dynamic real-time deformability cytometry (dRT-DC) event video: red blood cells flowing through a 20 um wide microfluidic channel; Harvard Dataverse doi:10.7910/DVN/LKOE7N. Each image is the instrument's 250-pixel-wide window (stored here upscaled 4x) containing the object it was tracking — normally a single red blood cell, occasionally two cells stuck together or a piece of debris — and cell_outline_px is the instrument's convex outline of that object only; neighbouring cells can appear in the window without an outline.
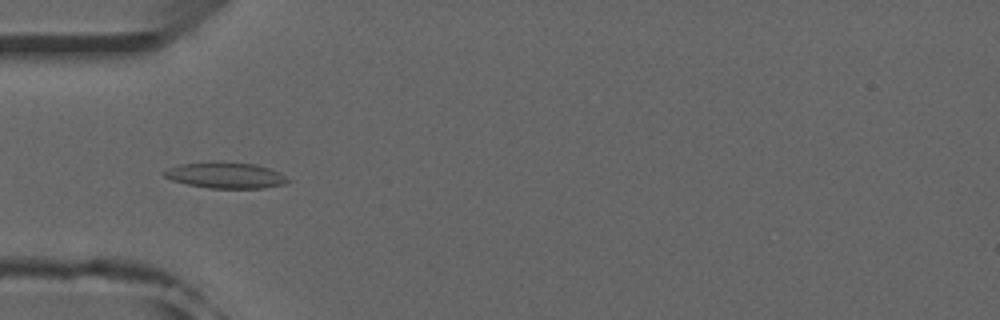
{"species": "common noctule bat (a hibernating species)", "species_latin": "Nyctalus noctula", "temperature_condition": "room temperature", "stored_images_in_passage": 50, "camera_frame_rate_fps": 3000, "um_per_image_px": 0.085, "animal": {"sex": "male", "forearm_length_mm": 52.5}, "frame": {"image": 1, "passage_image": 17, "time_ms": 5.333, "image_size_px": [1000, 320], "cell_outline_px": [[288, 180], [284, 184], [264, 188], [208, 188], [188, 184], [172, 180], [164, 176], [160, 172], [168, 168], [180, 164], [216, 160], [256, 164], [280, 172]], "centroid_in_image_um": [19.12, 14.87], "position_along_channel_um": 65.9, "area_um2": 18.96}}
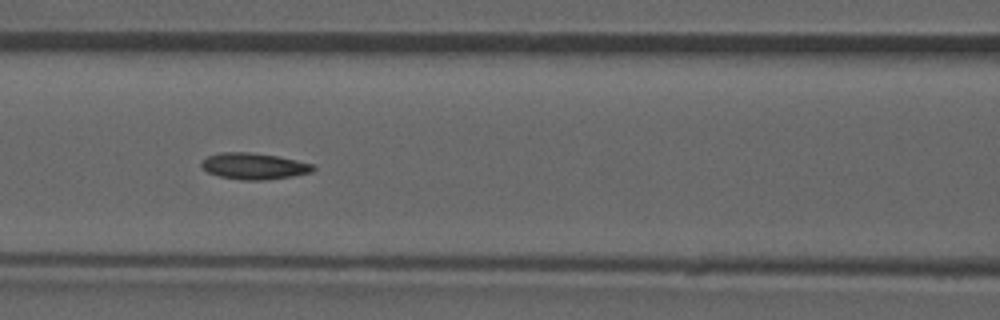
{"frame": {"image": 2, "passage_image": 23, "time_ms": 7.333, "image_size_px": [1000, 320], "cell_outline_px": [[316, 168], [312, 172], [292, 176], [264, 180], [240, 180], [220, 176], [208, 172], [200, 164], [208, 156], [220, 152], [252, 152], [276, 156], [316, 164]], "centroid_in_image_um": [21.63, 14.12], "position_along_channel_um": 145.0, "area_um2": 17.11}}
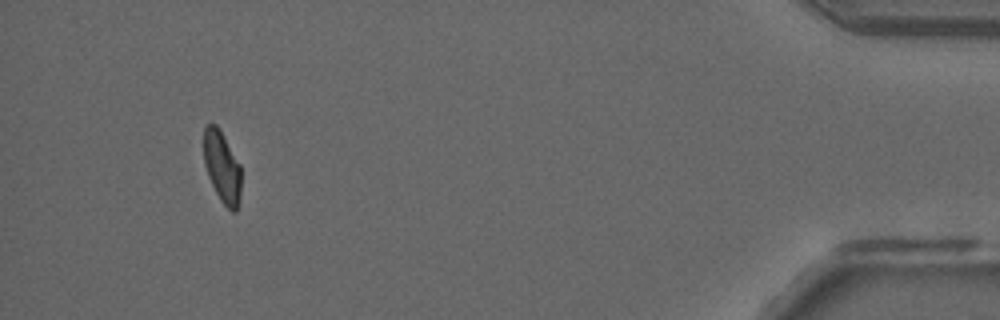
{"frame": {"image": 3, "passage_image": 49, "time_ms": 16.0, "image_size_px": [1000, 320], "cell_outline_px": [[240, 196], [236, 212], [232, 212], [220, 200], [208, 176], [204, 164], [204, 128], [208, 124], [216, 124], [240, 164]], "centroid_in_image_um": [18.87, 14.21], "position_along_channel_um": 416.3, "area_um2": 15.32}}